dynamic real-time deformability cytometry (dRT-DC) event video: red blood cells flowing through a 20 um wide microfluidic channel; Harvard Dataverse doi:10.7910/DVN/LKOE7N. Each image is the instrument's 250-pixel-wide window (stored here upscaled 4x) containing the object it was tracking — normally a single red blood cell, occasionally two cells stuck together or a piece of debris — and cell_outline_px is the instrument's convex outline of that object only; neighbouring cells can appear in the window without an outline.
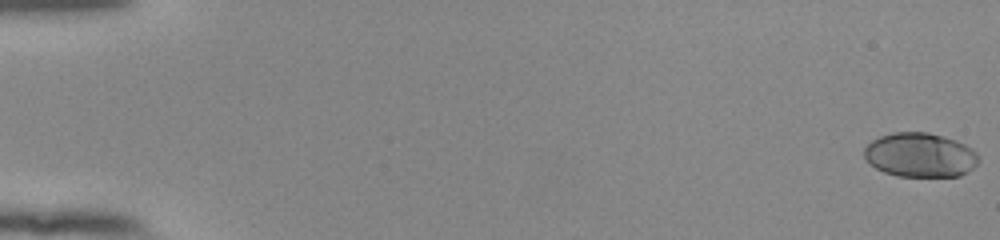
{"species": "human", "species_latin": "Homo sapiens", "temperature_condition": "room temperature", "stored_images_in_passage": 55, "camera_frame_rate_fps": 3000, "um_per_image_px": 0.085, "donor": {"sex": "female"}, "frame": {"image": 1, "passage_image": 1, "time_ms": 0.0, "image_size_px": [1000, 240], "cell_outline_px": [[980, 160], [968, 172], [960, 176], [896, 176], [884, 172], [876, 168], [864, 156], [864, 148], [872, 140], [880, 136], [892, 132], [928, 132], [944, 136], [956, 140], [972, 148], [976, 152]], "centroid_in_image_um": [78.23, 13.17], "position_along_channel_um": 6.8, "area_um2": 29.59}}
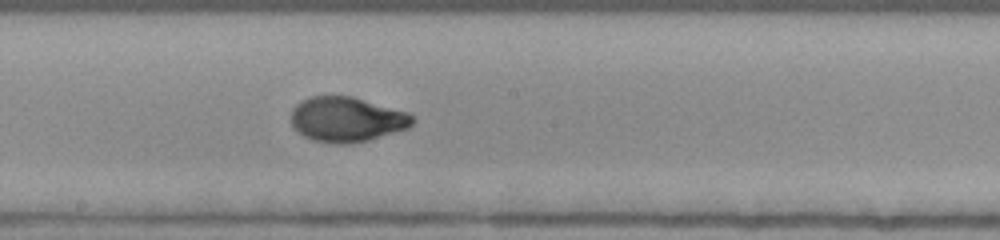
{"frame": {"image": 2, "passage_image": 32, "time_ms": 10.333, "image_size_px": [1000, 240], "cell_outline_px": [[416, 120], [408, 128], [368, 140], [348, 144], [336, 144], [312, 140], [304, 136], [292, 128], [292, 108], [296, 104], [312, 96], [352, 96], [408, 112], [416, 116]], "centroid_in_image_um": [29.49, 10.15], "position_along_channel_um": 218.7, "area_um2": 31.91}}
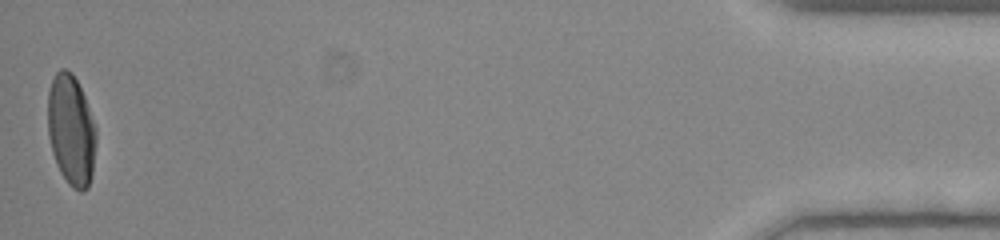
{"frame": {"image": 3, "passage_image": 55, "time_ms": 18.0, "image_size_px": [1000, 240], "cell_outline_px": [[96, 144], [92, 176], [88, 188], [84, 192], [80, 192], [72, 188], [68, 184], [60, 172], [56, 164], [52, 152], [48, 136], [48, 92], [52, 80], [56, 72], [60, 68], [64, 68], [72, 72], [84, 96], [96, 128]], "centroid_in_image_um": [6.05, 11.1], "position_along_channel_um": 429.2, "area_um2": 31.44}, "authors_computed_cell_mechanics": {"area_um2": 30.4028, "velocity_mm_per_s": 3.8793, "shape_relaxation_time_tau1_ms": 5.2751, "shape_relaxation_time_tau2_ms": null, "deformation_change_tau1": 0.2308, "deformation_change_tau2": null}}